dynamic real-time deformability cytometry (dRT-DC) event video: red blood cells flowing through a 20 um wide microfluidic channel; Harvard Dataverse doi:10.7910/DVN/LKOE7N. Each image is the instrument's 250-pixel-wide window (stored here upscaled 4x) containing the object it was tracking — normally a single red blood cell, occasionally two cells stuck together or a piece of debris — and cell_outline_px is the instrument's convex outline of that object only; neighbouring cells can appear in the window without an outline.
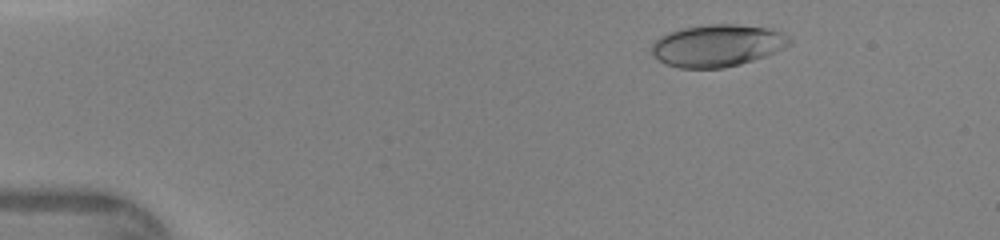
{"species": "human", "species_latin": "Homo sapiens", "temperature_condition": "warm", "stored_images_in_passage": 45, "camera_frame_rate_fps": 3000, "um_per_image_px": 0.085, "donor": {"sex": "female"}, "frame": {"image": 1, "passage_image": 6, "time_ms": 1.667, "image_size_px": [1000, 240], "cell_outline_px": [[792, 44], [776, 52], [740, 64], [724, 68], [680, 68], [668, 64], [652, 56], [652, 44], [660, 36], [668, 32], [684, 28], [708, 24], [736, 24], [772, 28], [784, 32], [792, 40]], "centroid_in_image_um": [61.02, 3.86], "position_along_channel_um": 24.0, "area_um2": 33.99}}
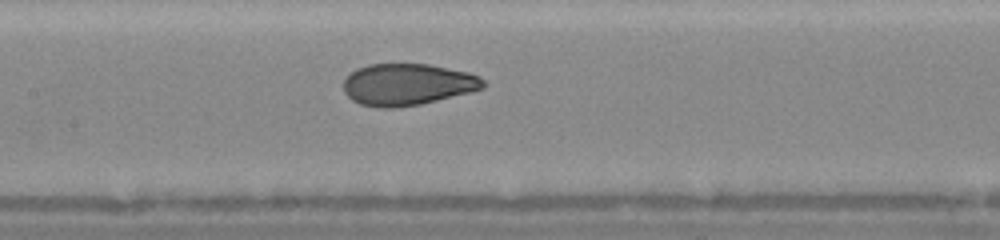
{"frame": {"image": 2, "passage_image": 22, "time_ms": 7.0, "image_size_px": [1000, 240], "cell_outline_px": [[488, 84], [484, 88], [420, 104], [396, 108], [376, 108], [360, 104], [352, 100], [344, 92], [344, 80], [356, 68], [368, 64], [428, 64], [468, 72], [480, 76]], "centroid_in_image_um": [34.63, 7.18], "position_along_channel_um": 172.8, "area_um2": 33.99}}
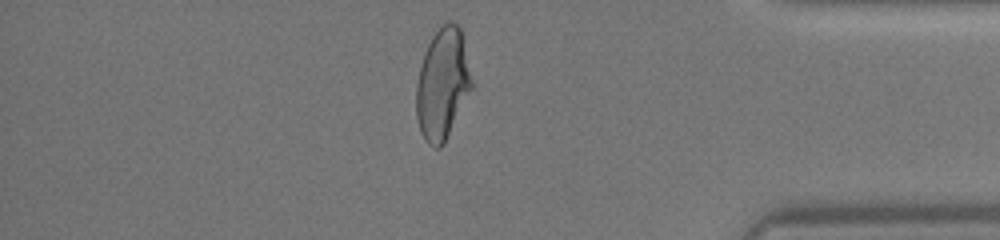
{"frame": {"image": 3, "passage_image": 39, "time_ms": 12.667, "image_size_px": [1000, 240], "cell_outline_px": [[472, 88], [444, 144], [440, 148], [432, 148], [424, 140], [420, 132], [416, 116], [416, 84], [424, 52], [432, 36], [440, 24], [456, 24], [460, 28], [472, 80]], "centroid_in_image_um": [37.58, 7.2], "position_along_channel_um": 397.6, "area_um2": 35.66}}